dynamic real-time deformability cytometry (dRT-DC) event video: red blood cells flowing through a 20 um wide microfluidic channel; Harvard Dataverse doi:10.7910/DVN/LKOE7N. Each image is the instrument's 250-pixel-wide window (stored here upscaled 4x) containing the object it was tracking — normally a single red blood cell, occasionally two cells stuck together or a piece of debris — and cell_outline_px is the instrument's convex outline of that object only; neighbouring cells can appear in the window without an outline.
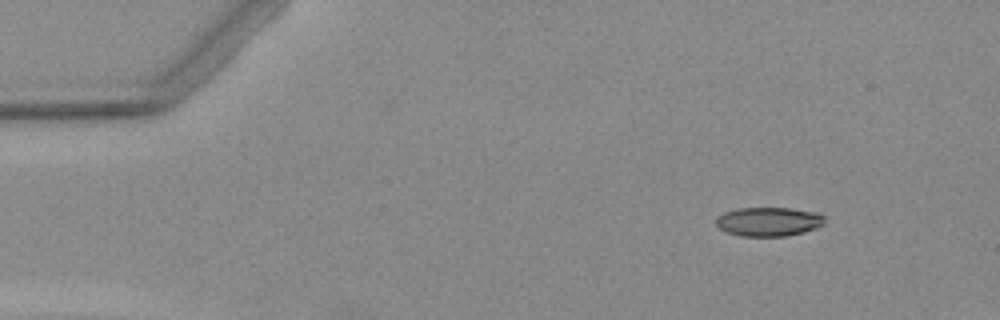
{"species": "Egyptian fruit bat (a non-hibernating species)", "species_latin": "Rousettus aegyptiacus", "temperature_condition": "warm", "stored_images_in_passage": 4, "camera_frame_rate_fps": 3000, "um_per_image_px": 0.085, "animal": {"sex": "female"}, "frame": {"image": 1, "passage_image": 1, "time_ms": 0.0, "image_size_px": [1000, 320], "cell_outline_px": [[824, 224], [816, 228], [804, 232], [788, 236], [740, 236], [728, 232], [720, 228], [716, 224], [716, 216], [724, 212], [740, 208], [788, 208], [816, 212], [824, 216]], "centroid_in_image_um": [65.34, 18.84], "position_along_channel_um": 19.7, "area_um2": 18.38}}
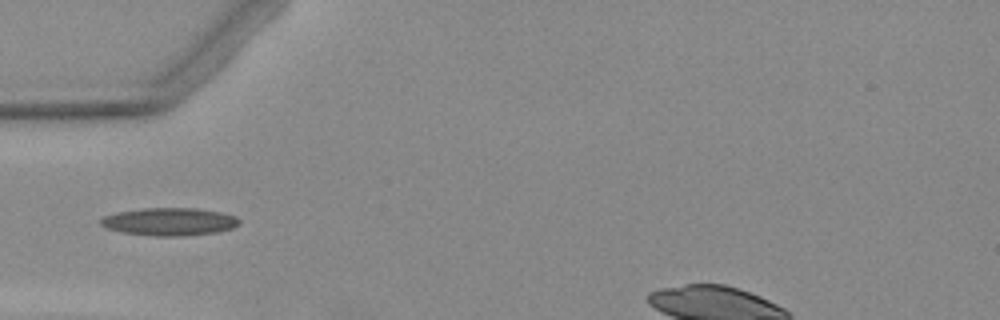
{"frame": {"image": 2, "passage_image": 3, "time_ms": 3.667, "image_size_px": [1000, 320], "cell_outline_px": [[240, 224], [232, 228], [216, 232], [184, 236], [148, 236], [120, 232], [104, 228], [100, 224], [100, 220], [104, 216], [116, 212], [144, 208], [196, 208], [220, 212], [236, 216], [240, 220]], "centroid_in_image_um": [14.37, 18.85], "position_along_channel_um": 70.6, "area_um2": 22.66}}
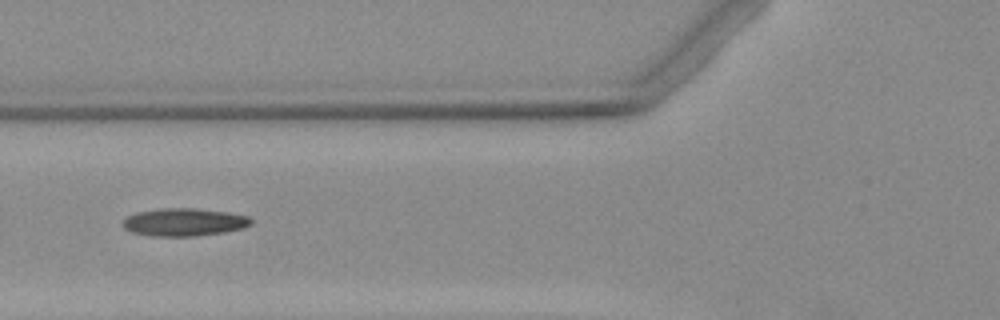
{"frame": {"image": 3, "passage_image": 4, "time_ms": 4.667, "image_size_px": [1000, 320], "cell_outline_px": [[252, 224], [244, 228], [224, 232], [196, 236], [152, 236], [132, 232], [124, 228], [120, 224], [128, 216], [136, 212], [164, 208], [192, 208], [228, 212], [248, 216], [252, 220]], "centroid_in_image_um": [15.65, 18.88], "position_along_channel_um": 110.2, "area_um2": 20.81}}